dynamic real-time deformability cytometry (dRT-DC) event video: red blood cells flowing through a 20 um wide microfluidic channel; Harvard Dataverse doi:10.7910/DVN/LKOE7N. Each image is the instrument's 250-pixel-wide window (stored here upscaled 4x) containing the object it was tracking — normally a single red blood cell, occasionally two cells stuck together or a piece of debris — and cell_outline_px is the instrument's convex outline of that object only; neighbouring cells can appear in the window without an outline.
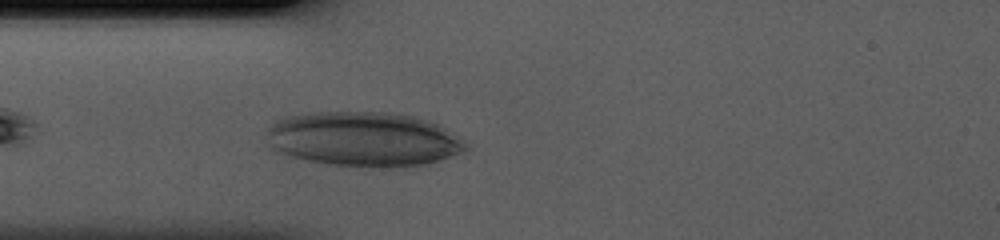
{"species": "human", "species_latin": "Homo sapiens", "temperature_condition": "cold", "stored_images_in_passage": 30, "camera_frame_rate_fps": 3000, "um_per_image_px": 0.085, "donor": {"sex": "male"}, "frame": {"image": 1, "passage_image": 4, "time_ms": 1.0, "image_size_px": [1000, 240], "cell_outline_px": [[468, 148], [464, 152], [440, 160], [424, 164], [332, 164], [308, 160], [288, 156], [272, 152], [264, 144], [264, 136], [268, 128], [276, 120], [284, 116], [300, 112], [388, 112], [412, 116], [428, 120], [444, 128], [464, 140], [468, 144]], "centroid_in_image_um": [30.76, 11.77], "position_along_channel_um": 54.2, "area_um2": 63.0}}
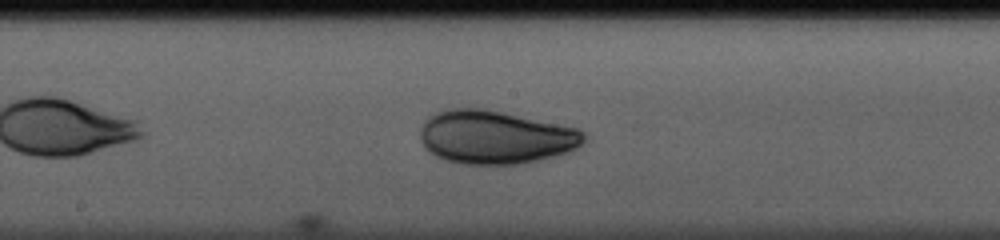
{"frame": {"image": 2, "passage_image": 15, "time_ms": 4.667, "image_size_px": [1000, 240], "cell_outline_px": [[588, 140], [576, 148], [568, 152], [556, 156], [520, 164], [460, 164], [444, 160], [428, 152], [424, 148], [420, 140], [420, 128], [424, 120], [432, 112], [448, 108], [484, 108], [580, 128], [584, 132]], "centroid_in_image_um": [42.09, 11.65], "position_along_channel_um": 206.1, "area_um2": 51.85}}
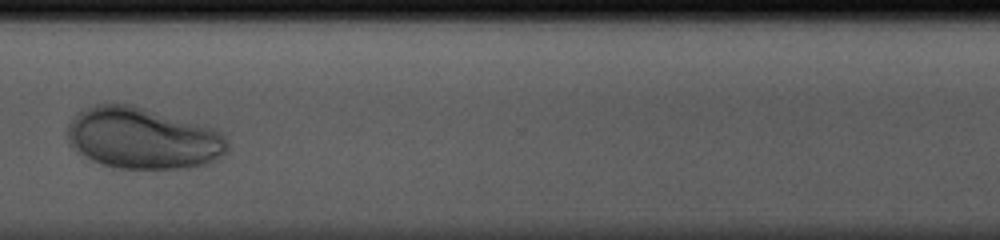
{"frame": {"image": 3, "passage_image": 26, "time_ms": 8.333, "image_size_px": [1000, 240], "cell_outline_px": [[228, 152], [224, 156], [208, 164], [180, 168], [120, 168], [100, 164], [84, 156], [72, 148], [68, 144], [68, 124], [84, 108], [96, 104], [132, 104], [216, 128], [228, 136]], "centroid_in_image_um": [12.19, 11.75], "position_along_channel_um": 358.4, "area_um2": 57.74}}